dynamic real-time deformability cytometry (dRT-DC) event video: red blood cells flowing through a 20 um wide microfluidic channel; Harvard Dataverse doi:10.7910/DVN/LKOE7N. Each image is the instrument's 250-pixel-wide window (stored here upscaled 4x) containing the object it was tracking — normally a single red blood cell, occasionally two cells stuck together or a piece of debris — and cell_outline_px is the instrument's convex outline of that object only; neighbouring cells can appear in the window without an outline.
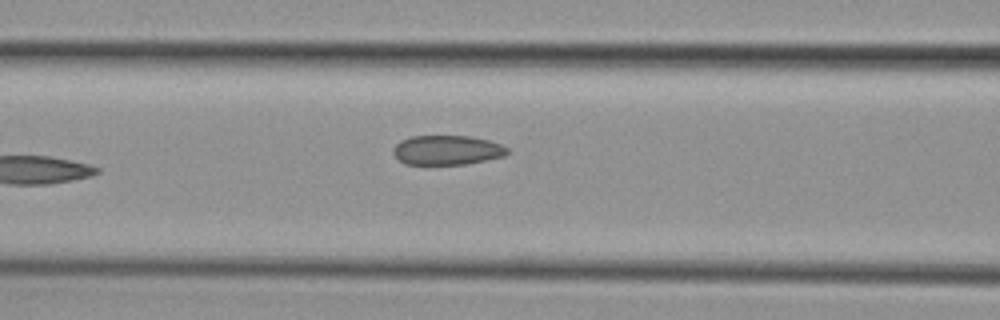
{"species": "common noctule bat (a hibernating species)", "species_latin": "Nyctalus noctula", "temperature_condition": "cold", "stored_images_in_passage": 8, "camera_frame_rate_fps": 3000, "um_per_image_px": 0.085, "animal": {"sex": "female", "body_mass_g": 29.2, "forearm_length_mm": 56.3}, "frame": {"image": 1, "passage_image": 8, "time_ms": 8.333, "image_size_px": [1000, 320], "cell_outline_px": [[508, 152], [504, 156], [464, 164], [404, 164], [392, 152], [392, 148], [400, 140], [412, 136], [468, 136], [488, 140], [500, 144], [508, 148]], "centroid_in_image_um": [37.96, 12.75], "position_along_channel_um": 128.6, "area_um2": 19.48}}